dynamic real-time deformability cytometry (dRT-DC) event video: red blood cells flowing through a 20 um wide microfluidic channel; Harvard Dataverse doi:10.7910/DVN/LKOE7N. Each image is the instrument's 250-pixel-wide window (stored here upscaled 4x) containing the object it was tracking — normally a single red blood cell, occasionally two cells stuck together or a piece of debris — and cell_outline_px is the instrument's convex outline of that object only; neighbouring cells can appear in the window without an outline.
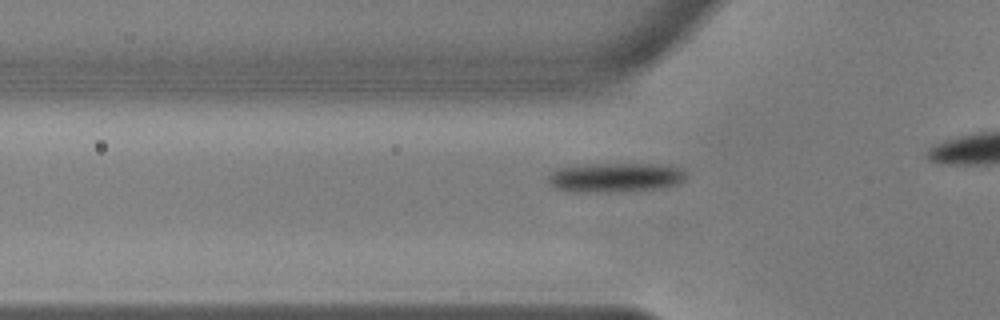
{"species": "common noctule bat (a hibernating species)", "species_latin": "Nyctalus noctula", "temperature_condition": "warm", "stored_images_in_passage": 35, "camera_frame_rate_fps": 3000, "um_per_image_px": 0.085, "animal": {"sex": "male", "body_mass_g": 17.9, "forearm_length_mm": 54.2}, "frame": {"image": 1, "passage_image": 8, "time_ms": 2.333, "image_size_px": [1000, 320], "cell_outline_px": [[688, 176], [680, 184], [652, 188], [596, 192], [572, 192], [556, 188], [548, 180], [548, 176], [552, 172], [560, 168], [580, 164], [672, 164], [684, 168], [688, 172]], "centroid_in_image_um": [52.38, 15.05], "position_along_channel_um": 73.4, "area_um2": 23.64}}
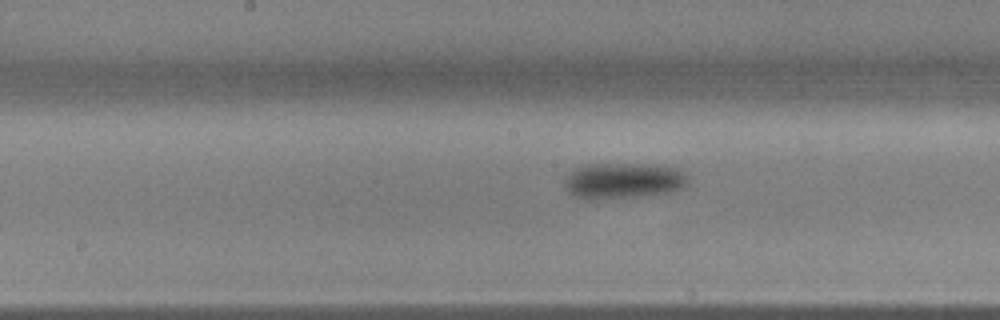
{"frame": {"image": 2, "passage_image": 18, "time_ms": 5.667, "image_size_px": [1000, 320], "cell_outline_px": [[688, 184], [680, 188], [668, 192], [640, 196], [592, 200], [588, 200], [576, 196], [568, 192], [564, 188], [564, 180], [576, 168], [584, 164], [644, 164], [672, 168], [688, 176]], "centroid_in_image_um": [52.91, 15.37], "position_along_channel_um": 195.3, "area_um2": 25.55}}
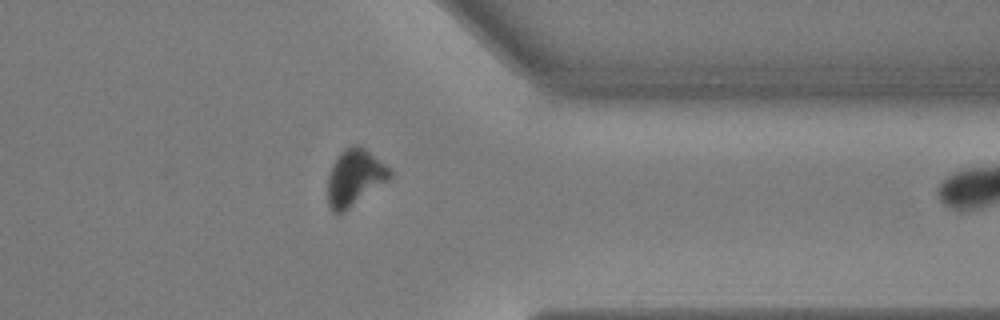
{"frame": {"image": 3, "passage_image": 34, "time_ms": 11.0, "image_size_px": [1000, 320], "cell_outline_px": [[392, 176], [388, 180], [340, 216], [332, 212], [328, 204], [328, 176], [332, 164], [340, 152], [344, 148], [352, 144], [356, 144], [364, 148], [380, 160], [392, 172]], "centroid_in_image_um": [30.12, 15.12], "position_along_channel_um": 381.3, "area_um2": 20.58}}